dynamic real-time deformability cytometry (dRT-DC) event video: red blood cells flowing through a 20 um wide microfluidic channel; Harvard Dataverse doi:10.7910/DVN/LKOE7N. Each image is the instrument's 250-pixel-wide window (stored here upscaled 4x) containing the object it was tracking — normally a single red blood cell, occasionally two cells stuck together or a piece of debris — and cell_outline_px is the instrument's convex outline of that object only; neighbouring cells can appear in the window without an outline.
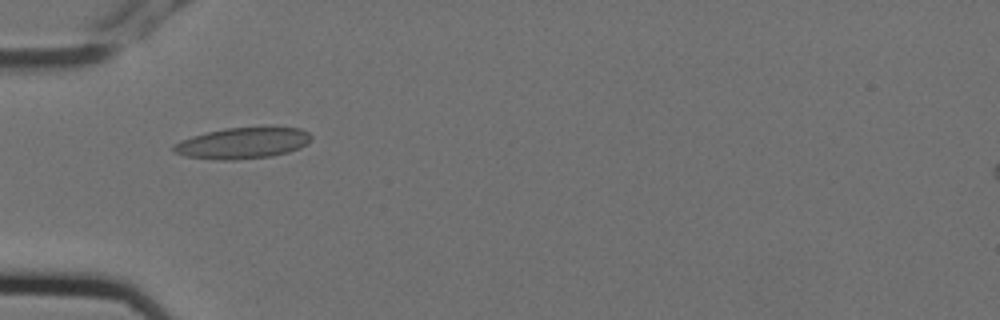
{"species": "Egyptian fruit bat (a non-hibernating species)", "species_latin": "Rousettus aegyptiacus", "temperature_condition": "cold", "stored_images_in_passage": 4, "camera_frame_rate_fps": 3000, "um_per_image_px": 0.085, "animal": {"sex": "female"}, "frame": {"image": 1, "passage_image": 3, "time_ms": 0.667, "image_size_px": [1000, 320], "cell_outline_px": [[312, 140], [300, 148], [288, 152], [272, 156], [236, 160], [220, 160], [184, 156], [172, 152], [172, 144], [180, 140], [192, 136], [224, 128], [264, 124], [300, 128], [308, 132], [312, 136]], "centroid_in_image_um": [20.66, 12.12], "position_along_channel_um": 64.3, "area_um2": 26.07}}
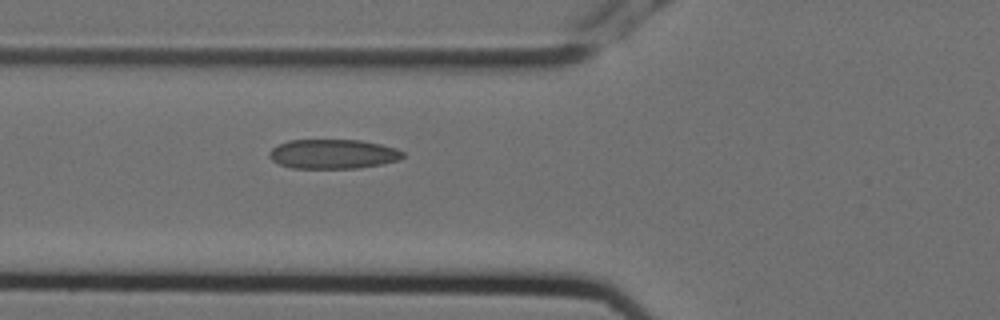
{"frame": {"image": 2, "passage_image": 4, "time_ms": 1.0, "image_size_px": [1000, 320], "cell_outline_px": [[404, 156], [400, 160], [384, 164], [356, 168], [292, 168], [280, 164], [272, 160], [268, 156], [268, 152], [276, 144], [288, 140], [360, 140], [380, 144], [396, 148], [404, 152]], "centroid_in_image_um": [28.3, 13.09], "position_along_channel_um": 97.5, "area_um2": 23.12}}